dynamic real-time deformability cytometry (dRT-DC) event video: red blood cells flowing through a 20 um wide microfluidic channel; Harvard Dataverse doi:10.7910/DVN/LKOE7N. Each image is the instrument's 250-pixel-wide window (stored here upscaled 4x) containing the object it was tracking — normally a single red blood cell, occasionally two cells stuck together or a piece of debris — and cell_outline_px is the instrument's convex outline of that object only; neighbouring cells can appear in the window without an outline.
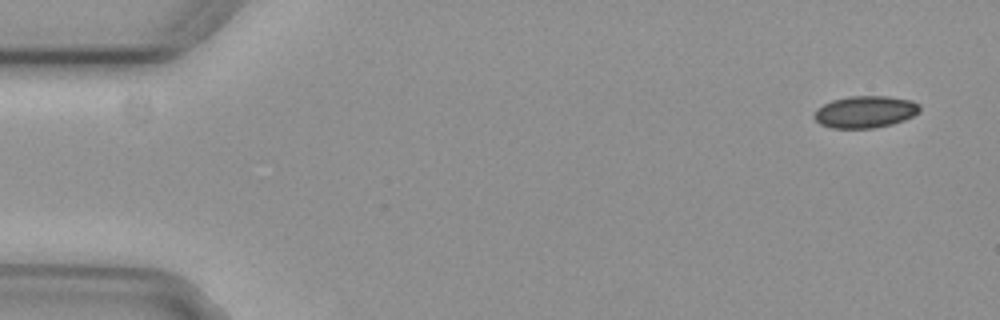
{"species": "common noctule bat (a hibernating species)", "species_latin": "Nyctalus noctula", "temperature_condition": "cold", "stored_images_in_passage": 6, "camera_frame_rate_fps": 3000, "um_per_image_px": 0.085, "animal": {"sex": "female", "body_mass_g": 29.2, "forearm_length_mm": 56.3}, "frame": {"image": 1, "passage_image": 1, "time_ms": 0.0, "image_size_px": [1000, 320], "cell_outline_px": [[920, 112], [904, 120], [892, 124], [872, 128], [832, 128], [820, 124], [812, 116], [816, 108], [832, 100], [848, 96], [888, 96], [912, 100], [920, 104]], "centroid_in_image_um": [73.54, 9.5], "position_along_channel_um": 11.5, "area_um2": 19.83}}
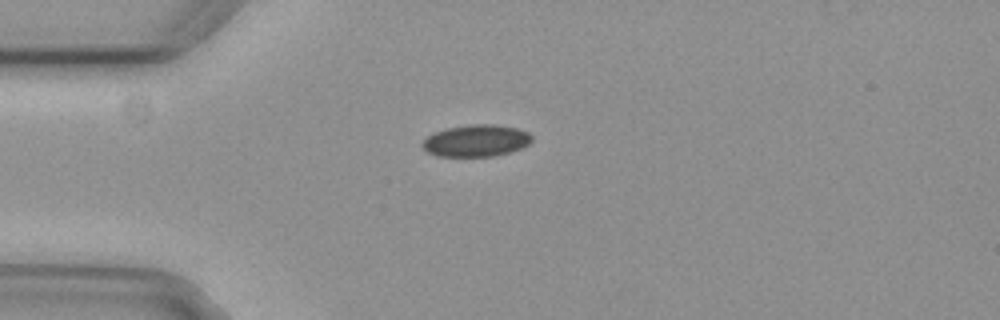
{"frame": {"image": 2, "passage_image": 3, "time_ms": 0.667, "image_size_px": [1000, 320], "cell_outline_px": [[532, 140], [528, 144], [520, 148], [508, 152], [492, 156], [436, 156], [428, 152], [420, 144], [432, 132], [448, 128], [472, 124], [496, 124], [516, 128], [528, 132], [532, 136]], "centroid_in_image_um": [40.45, 11.95], "position_along_channel_um": 44.5, "area_um2": 20.23}}